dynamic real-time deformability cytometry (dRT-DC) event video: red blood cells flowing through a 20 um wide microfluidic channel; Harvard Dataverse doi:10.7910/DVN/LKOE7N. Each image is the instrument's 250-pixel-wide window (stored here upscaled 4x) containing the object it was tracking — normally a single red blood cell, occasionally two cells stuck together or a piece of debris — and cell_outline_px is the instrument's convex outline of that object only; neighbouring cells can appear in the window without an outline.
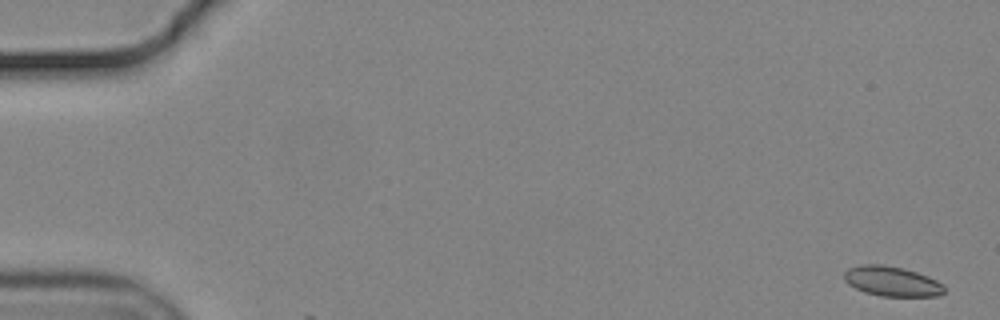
{"species": "common noctule bat (a hibernating species)", "species_latin": "Nyctalus noctula", "temperature_condition": "cold", "stored_images_in_passage": 3, "camera_frame_rate_fps": 3000, "um_per_image_px": 0.085, "animal": {"sex": "male", "body_mass_g": 19.2, "forearm_length_mm": 51.8}, "frame": {"image": 1, "passage_image": 1, "time_ms": 0.0, "image_size_px": [1000, 320], "cell_outline_px": [[944, 292], [940, 296], [880, 296], [864, 292], [848, 284], [844, 280], [844, 272], [848, 268], [860, 264], [880, 264], [900, 268], [916, 272], [928, 276], [944, 284]], "centroid_in_image_um": [75.8, 23.91], "position_along_channel_um": 9.2, "area_um2": 17.46}}